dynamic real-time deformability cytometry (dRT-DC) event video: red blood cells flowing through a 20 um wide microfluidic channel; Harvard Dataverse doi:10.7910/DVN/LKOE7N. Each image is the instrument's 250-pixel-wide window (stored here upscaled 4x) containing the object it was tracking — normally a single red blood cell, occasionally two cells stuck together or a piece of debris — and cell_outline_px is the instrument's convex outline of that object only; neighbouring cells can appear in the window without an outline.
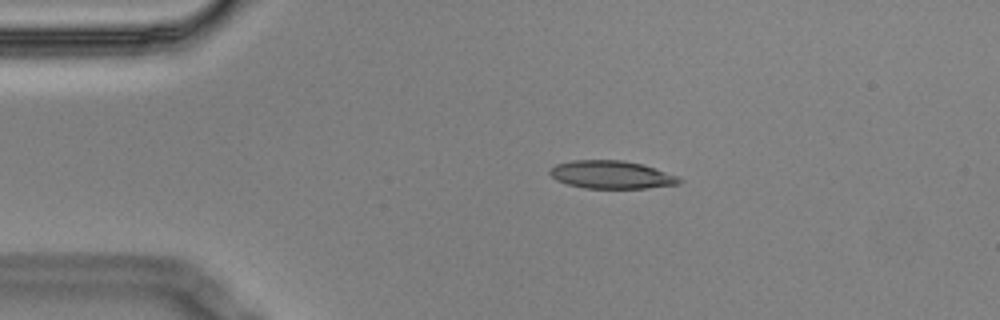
{"species": "Egyptian fruit bat (a non-hibernating species)", "species_latin": "Rousettus aegyptiacus", "temperature_condition": "cold", "stored_images_in_passage": 7, "camera_frame_rate_fps": 3000, "um_per_image_px": 0.085, "animal": {"sex": "male"}, "frame": {"image": 1, "passage_image": 3, "time_ms": 0.667, "image_size_px": [1000, 320], "cell_outline_px": [[684, 180], [680, 184], [644, 188], [584, 188], [568, 184], [556, 180], [548, 172], [548, 168], [556, 164], [572, 160], [620, 160], [644, 164], [676, 176]], "centroid_in_image_um": [51.94, 14.84], "position_along_channel_um": 33.1, "area_um2": 21.1}}
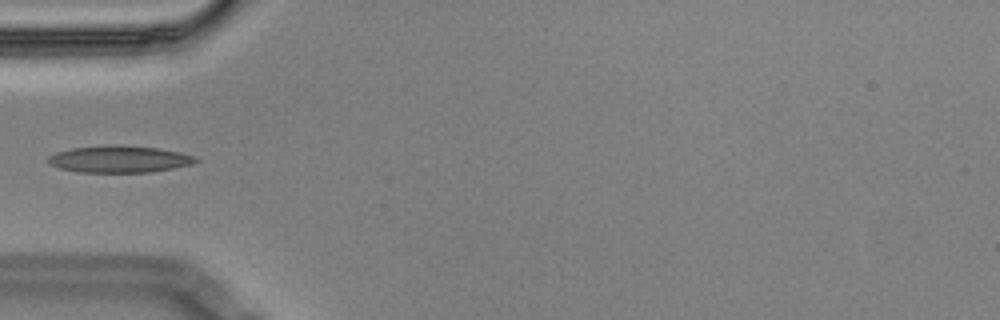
{"frame": {"image": 2, "passage_image": 5, "time_ms": 1.333, "image_size_px": [1000, 320], "cell_outline_px": [[200, 160], [192, 164], [152, 172], [80, 172], [60, 168], [52, 164], [48, 160], [48, 156], [56, 152], [72, 148], [156, 148], [180, 152], [196, 156]], "centroid_in_image_um": [10.2, 13.58], "position_along_channel_um": 74.8, "area_um2": 21.79}}
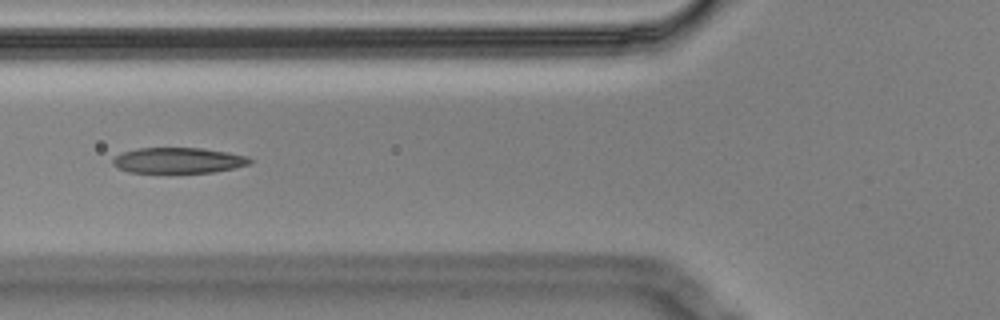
{"frame": {"image": 3, "passage_image": 6, "time_ms": 1.667, "image_size_px": [1000, 320], "cell_outline_px": [[252, 160], [248, 164], [232, 168], [212, 172], [128, 172], [112, 164], [112, 160], [116, 156], [124, 152], [140, 148], [200, 148], [248, 156]], "centroid_in_image_um": [15.14, 13.63], "position_along_channel_um": 110.7, "area_um2": 20.0}}